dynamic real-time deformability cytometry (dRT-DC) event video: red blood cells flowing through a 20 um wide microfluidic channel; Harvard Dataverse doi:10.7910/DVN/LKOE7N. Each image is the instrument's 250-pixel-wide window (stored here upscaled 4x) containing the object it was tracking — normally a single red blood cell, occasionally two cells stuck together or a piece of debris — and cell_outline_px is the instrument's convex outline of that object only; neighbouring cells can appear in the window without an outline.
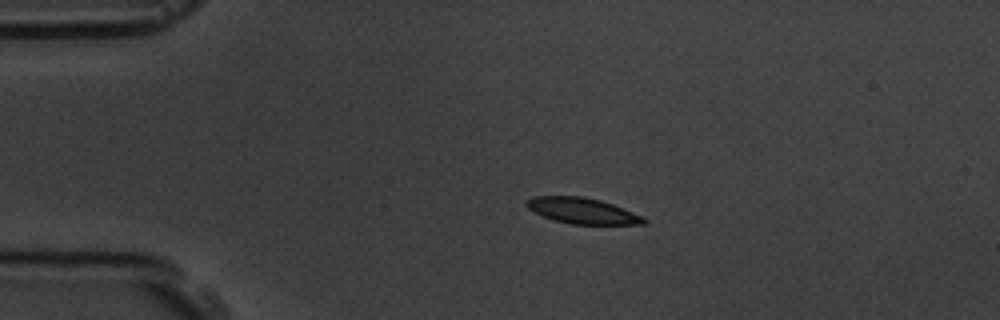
{"species": "common noctule bat (a hibernating species)", "species_latin": "Nyctalus noctula", "temperature_condition": "room temperature", "stored_images_in_passage": 46, "camera_frame_rate_fps": 3000, "um_per_image_px": 0.085, "animal": {"sex": "male", "body_mass_g": 19.5, "forearm_length_mm": 54.6}, "frame": {"image": 1, "passage_image": 1, "time_ms": 0.0, "image_size_px": [1000, 320], "cell_outline_px": [[648, 224], [572, 224], [556, 220], [544, 216], [528, 208], [524, 204], [524, 200], [532, 196], [580, 196], [600, 200], [612, 204], [644, 216], [648, 220]], "centroid_in_image_um": [49.52, 17.91], "position_along_channel_um": 35.5, "area_um2": 17.63}}
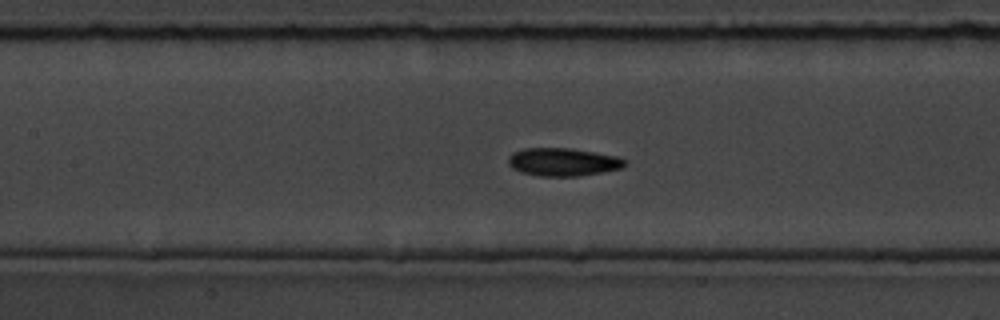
{"frame": {"image": 2, "passage_image": 15, "time_ms": 4.667, "image_size_px": [1000, 320], "cell_outline_px": [[628, 164], [620, 168], [600, 172], [576, 176], [540, 176], [520, 172], [512, 168], [508, 164], [508, 156], [512, 152], [524, 148], [568, 148], [616, 156], [628, 160]], "centroid_in_image_um": [47.81, 13.76], "position_along_channel_um": 159.6, "area_um2": 18.96}}
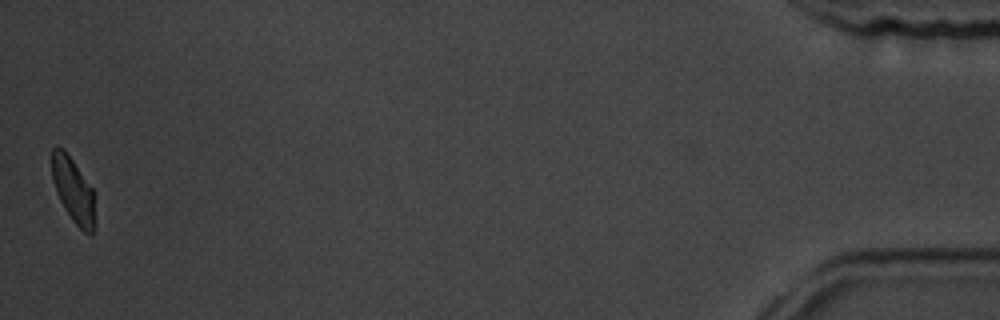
{"frame": {"image": 3, "passage_image": 46, "time_ms": 15.0, "image_size_px": [1000, 320], "cell_outline_px": [[92, 236], [88, 236], [72, 220], [64, 208], [56, 192], [52, 180], [52, 148], [64, 148], [92, 188]], "centroid_in_image_um": [6.17, 16.14], "position_along_channel_um": 429.0, "area_um2": 15.66}, "authors_computed_cell_mechanics": {"area_um2": 18.1492, "velocity_mm_per_s": 3.5332, "shape_relaxation_time_tau1_ms": 3.5111, "shape_relaxation_time_tau2_ms": 3.6623, "deformation_change_tau1": 0.119, "deformation_change_tau2": 0.0825}}